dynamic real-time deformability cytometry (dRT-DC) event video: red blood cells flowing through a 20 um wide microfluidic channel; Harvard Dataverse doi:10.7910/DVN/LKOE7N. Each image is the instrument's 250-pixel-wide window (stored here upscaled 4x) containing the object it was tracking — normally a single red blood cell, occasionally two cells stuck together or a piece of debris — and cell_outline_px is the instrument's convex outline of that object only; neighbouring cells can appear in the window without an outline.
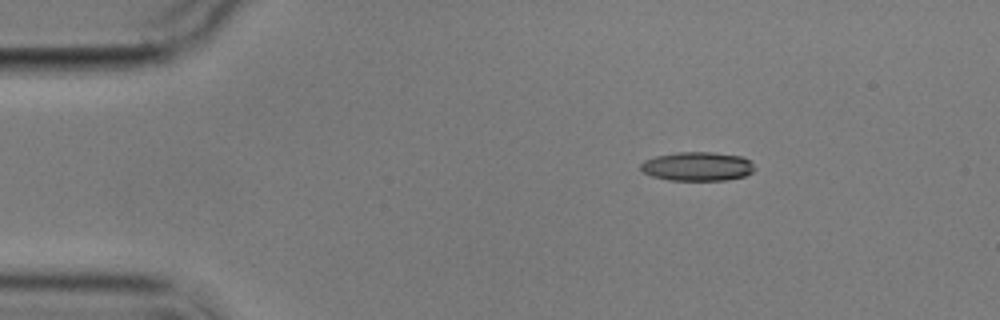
{"species": "common noctule bat (a hibernating species)", "species_latin": "Nyctalus noctula", "temperature_condition": "cold", "stored_images_in_passage": 3, "camera_frame_rate_fps": 3000, "um_per_image_px": 0.085, "animal": {"sex": "male", "body_mass_g": 17.9}, "frame": {"image": 1, "passage_image": 1, "time_ms": 0.0, "image_size_px": [1000, 320], "cell_outline_px": [[756, 168], [752, 172], [744, 176], [728, 180], [668, 180], [652, 176], [644, 172], [640, 168], [640, 164], [644, 160], [656, 156], [676, 152], [712, 152], [744, 156], [752, 160]], "centroid_in_image_um": [59.32, 14.13], "position_along_channel_um": 25.7, "area_um2": 19.48}}